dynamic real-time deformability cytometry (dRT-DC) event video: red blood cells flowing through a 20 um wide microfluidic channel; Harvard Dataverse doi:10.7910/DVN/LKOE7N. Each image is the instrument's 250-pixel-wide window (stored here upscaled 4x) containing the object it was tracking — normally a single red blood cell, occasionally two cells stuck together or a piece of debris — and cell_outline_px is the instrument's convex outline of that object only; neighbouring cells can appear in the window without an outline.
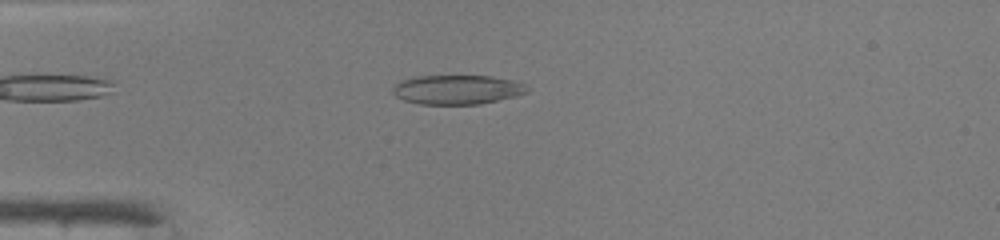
{"species": "common noctule bat (a hibernating species)", "species_latin": "Nyctalus noctula", "temperature_condition": "warm", "stored_images_in_passage": 47, "camera_frame_rate_fps": 3000, "um_per_image_px": 0.085, "animal": {"sex": "male", "body_mass_g": 19.0, "forearm_length_mm": 50.8}, "frame": {"image": 1, "passage_image": 12, "time_ms": 3.667, "image_size_px": [1000, 240], "cell_outline_px": [[528, 92], [516, 96], [480, 104], [420, 104], [404, 100], [396, 96], [392, 92], [392, 88], [400, 80], [412, 76], [492, 76], [516, 80], [524, 84], [528, 88]], "centroid_in_image_um": [38.86, 7.61], "position_along_channel_um": 46.1, "area_um2": 23.12}}
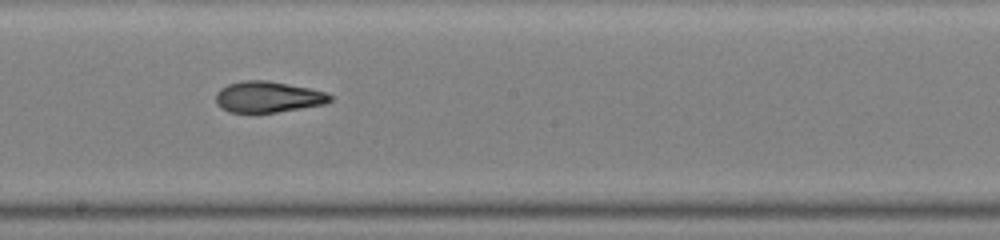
{"frame": {"image": 2, "passage_image": 26, "time_ms": 8.333, "image_size_px": [1000, 240], "cell_outline_px": [[332, 100], [324, 104], [276, 112], [228, 112], [220, 108], [216, 104], [216, 92], [220, 88], [228, 84], [244, 80], [268, 80], [308, 88], [324, 92], [332, 96]], "centroid_in_image_um": [22.73, 8.23], "position_along_channel_um": 225.5, "area_um2": 20.58}}
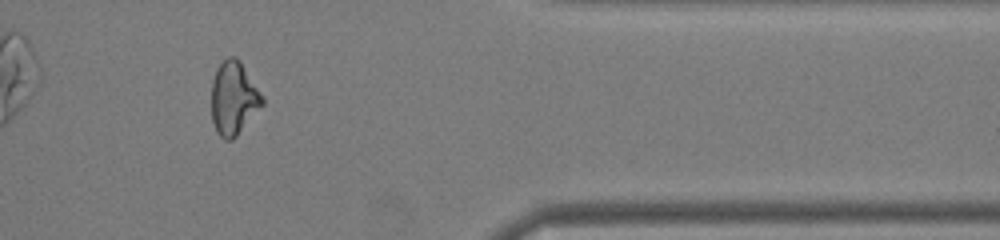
{"frame": {"image": 3, "passage_image": 39, "time_ms": 12.667, "image_size_px": [1000, 240], "cell_outline_px": [[264, 104], [236, 136], [232, 140], [224, 140], [216, 132], [212, 120], [212, 80], [216, 68], [228, 56], [236, 56], [240, 60], [264, 96]], "centroid_in_image_um": [19.87, 8.34], "position_along_channel_um": 391.5, "area_um2": 21.91}, "authors_computed_cell_mechanics": {"area_um2": 22.1374, "velocity_mm_per_s": 4.2706, "shape_relaxation_time_tau1_ms": 6.8269, "shape_relaxation_time_tau2_ms": 2.2217, "deformation_change_tau1": 0.2191, "deformation_change_tau2": 0.0919}}